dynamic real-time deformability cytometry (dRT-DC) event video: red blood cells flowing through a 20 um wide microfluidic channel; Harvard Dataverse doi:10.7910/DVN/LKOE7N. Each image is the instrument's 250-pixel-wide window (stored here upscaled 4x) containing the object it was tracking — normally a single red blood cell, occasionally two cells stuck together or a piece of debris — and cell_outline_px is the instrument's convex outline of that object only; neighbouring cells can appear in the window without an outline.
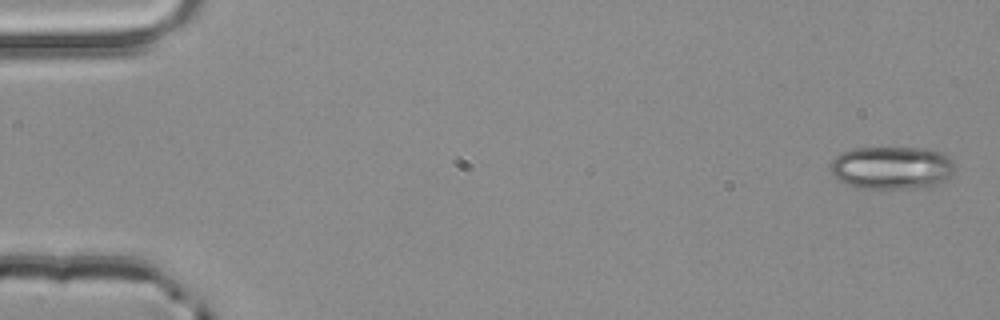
{"species": "common noctule bat (a hibernating species)", "species_latin": "Nyctalus noctula", "temperature_condition": "room temperature", "stored_images_in_passage": 4, "camera_frame_rate_fps": 3000, "um_per_image_px": 0.085, "animal": {"sex": "male", "body_mass_g": 20.4}, "frame": {"image": 1, "passage_image": 1, "time_ms": 0.0, "image_size_px": [1000, 320], "cell_outline_px": [[952, 172], [944, 180], [936, 184], [924, 188], [856, 188], [840, 180], [832, 172], [832, 160], [840, 152], [852, 148], [924, 148], [944, 152], [952, 160]], "centroid_in_image_um": [75.8, 14.24], "position_along_channel_um": 9.2, "area_um2": 30.92}}